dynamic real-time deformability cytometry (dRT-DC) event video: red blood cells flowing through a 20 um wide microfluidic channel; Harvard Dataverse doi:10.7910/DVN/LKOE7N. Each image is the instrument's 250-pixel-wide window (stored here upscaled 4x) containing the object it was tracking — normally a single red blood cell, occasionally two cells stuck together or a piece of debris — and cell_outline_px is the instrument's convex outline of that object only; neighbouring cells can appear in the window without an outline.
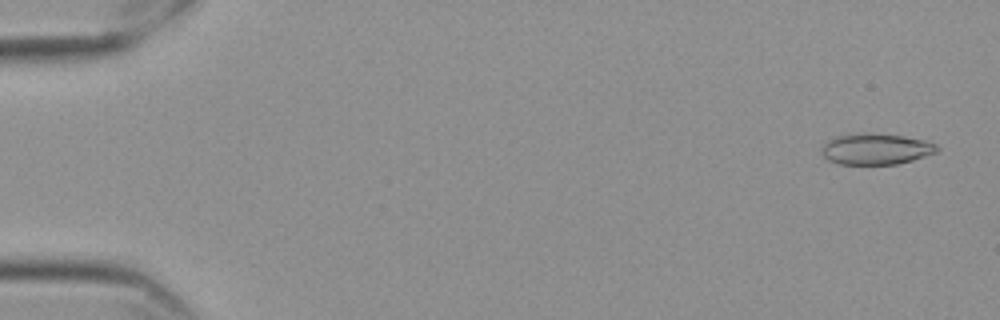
{"species": "Egyptian fruit bat (a non-hibernating species)", "species_latin": "Rousettus aegyptiacus", "temperature_condition": "cold", "stored_images_in_passage": 12, "camera_frame_rate_fps": 3000, "um_per_image_px": 0.085, "frame": {"image": 1, "passage_image": 3, "time_ms": 0.667, "image_size_px": [1000, 320], "cell_outline_px": [[940, 148], [936, 152], [912, 160], [896, 164], [840, 164], [828, 160], [820, 152], [820, 148], [828, 140], [836, 136], [868, 132], [900, 136], [924, 140], [936, 144]], "centroid_in_image_um": [74.42, 12.66], "position_along_channel_um": 10.6, "area_um2": 20.81}}